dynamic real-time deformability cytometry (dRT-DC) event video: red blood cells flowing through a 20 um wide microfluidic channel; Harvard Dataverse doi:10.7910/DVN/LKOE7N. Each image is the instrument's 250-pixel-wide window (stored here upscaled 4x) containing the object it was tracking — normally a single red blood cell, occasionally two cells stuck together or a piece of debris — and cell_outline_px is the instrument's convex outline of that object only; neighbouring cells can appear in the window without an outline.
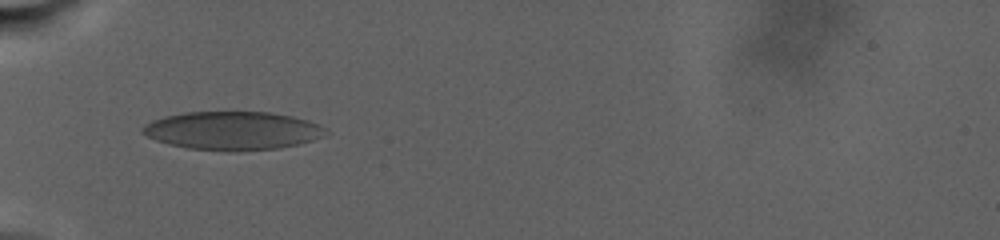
{"species": "human", "species_latin": "Homo sapiens", "temperature_condition": "warm", "stored_images_in_passage": 39, "camera_frame_rate_fps": 3000, "um_per_image_px": 0.085, "donor": {"sex": "male"}, "frame": {"image": 1, "passage_image": 1, "time_ms": 0.0, "image_size_px": [1000, 240], "cell_outline_px": [[332, 132], [324, 136], [300, 144], [280, 148], [188, 148], [168, 144], [156, 140], [140, 132], [140, 128], [144, 124], [152, 120], [164, 116], [184, 112], [272, 112], [292, 116], [308, 120], [328, 128]], "centroid_in_image_um": [19.8, 11.06], "position_along_channel_um": 65.2, "area_um2": 40.23}}
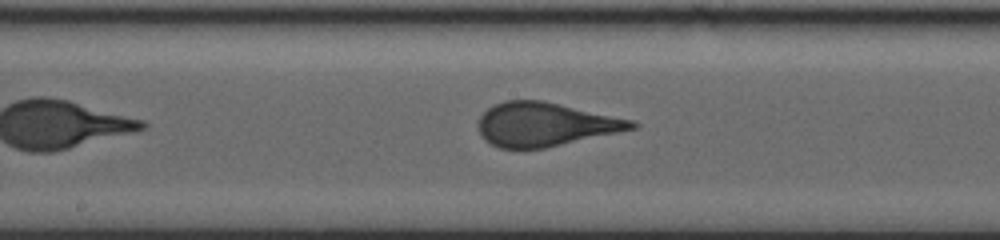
{"frame": {"image": 2, "passage_image": 13, "time_ms": 6.0, "image_size_px": [1000, 240], "cell_outline_px": [[640, 124], [636, 128], [544, 148], [500, 148], [484, 140], [480, 136], [476, 124], [480, 116], [488, 108], [504, 100], [544, 100], [632, 120]], "centroid_in_image_um": [46.28, 10.56], "position_along_channel_um": 201.9, "area_um2": 38.96}}
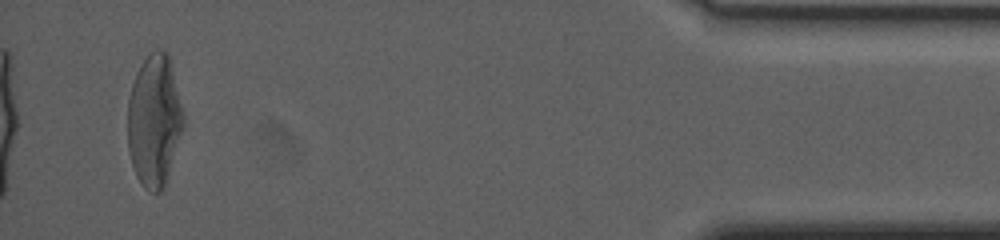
{"frame": {"image": 3, "passage_image": 36, "time_ms": 17.667, "image_size_px": [1000, 240], "cell_outline_px": [[184, 128], [164, 184], [160, 192], [148, 192], [144, 188], [136, 176], [128, 152], [128, 100], [132, 84], [136, 72], [140, 64], [156, 48], [160, 48], [168, 52], [184, 112]], "centroid_in_image_um": [13.11, 10.22], "position_along_channel_um": 422.1, "area_um2": 43.0}}